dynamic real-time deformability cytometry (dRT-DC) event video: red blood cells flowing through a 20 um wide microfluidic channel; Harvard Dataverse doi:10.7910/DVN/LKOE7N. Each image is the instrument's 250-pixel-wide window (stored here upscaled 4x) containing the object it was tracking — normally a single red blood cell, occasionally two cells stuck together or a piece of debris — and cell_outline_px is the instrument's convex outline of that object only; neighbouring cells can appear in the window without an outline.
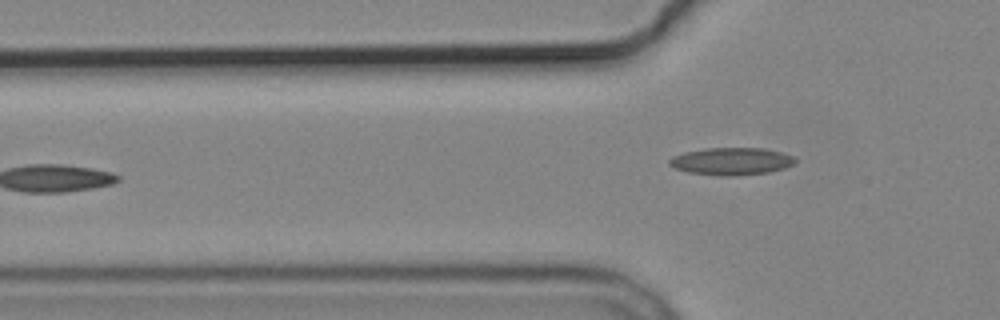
{"species": "common noctule bat (a hibernating species)", "species_latin": "Nyctalus noctula", "temperature_condition": "cold", "stored_images_in_passage": 4, "camera_frame_rate_fps": 3000, "um_per_image_px": 0.085, "animal": {"sex": "male", "body_mass_g": 19.2, "forearm_length_mm": 51.8}, "frame": {"image": 1, "passage_image": 4, "time_ms": 3.333, "image_size_px": [1000, 320], "cell_outline_px": [[796, 160], [792, 164], [784, 168], [768, 172], [736, 176], [724, 176], [688, 172], [676, 168], [668, 164], [668, 160], [672, 156], [684, 152], [704, 148], [764, 148], [796, 156]], "centroid_in_image_um": [62.16, 13.7], "position_along_channel_um": 63.6, "area_um2": 20.11}}